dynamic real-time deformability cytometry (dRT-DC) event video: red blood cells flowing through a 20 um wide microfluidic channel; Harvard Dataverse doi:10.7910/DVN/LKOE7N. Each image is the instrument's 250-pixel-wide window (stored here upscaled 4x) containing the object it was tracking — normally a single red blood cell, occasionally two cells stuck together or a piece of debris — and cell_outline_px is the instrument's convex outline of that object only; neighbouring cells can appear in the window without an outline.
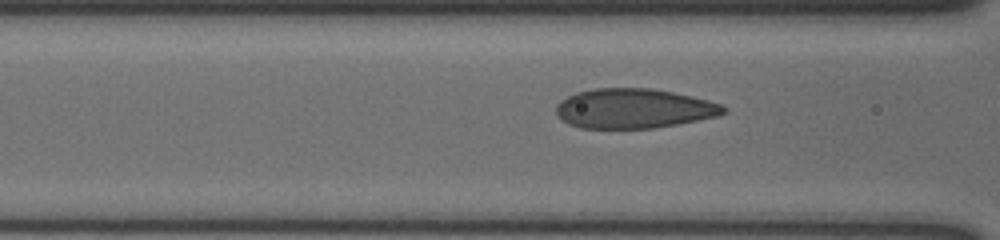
{"species": "human", "species_latin": "Homo sapiens", "temperature_condition": "cold", "stored_images_in_passage": 23, "camera_frame_rate_fps": 3000, "um_per_image_px": 0.085, "donor": {"sex": "male"}, "frame": {"image": 1, "passage_image": 4, "time_ms": 1.0, "image_size_px": [1000, 240], "cell_outline_px": [[728, 112], [716, 116], [676, 124], [652, 128], [580, 128], [568, 124], [556, 112], [556, 104], [560, 100], [576, 92], [592, 88], [652, 88], [692, 96], [708, 100], [720, 104]], "centroid_in_image_um": [53.84, 9.21], "position_along_channel_um": 112.8, "area_um2": 38.55}}
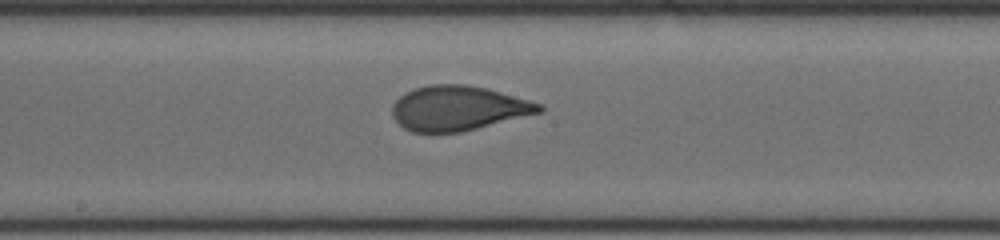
{"frame": {"image": 2, "passage_image": 9, "time_ms": 2.667, "image_size_px": [1000, 240], "cell_outline_px": [[544, 108], [540, 112], [460, 132], [412, 132], [404, 128], [392, 116], [392, 104], [404, 92], [412, 88], [428, 84], [464, 84], [488, 88], [544, 104]], "centroid_in_image_um": [38.92, 9.17], "position_along_channel_um": 209.3, "area_um2": 38.32}}
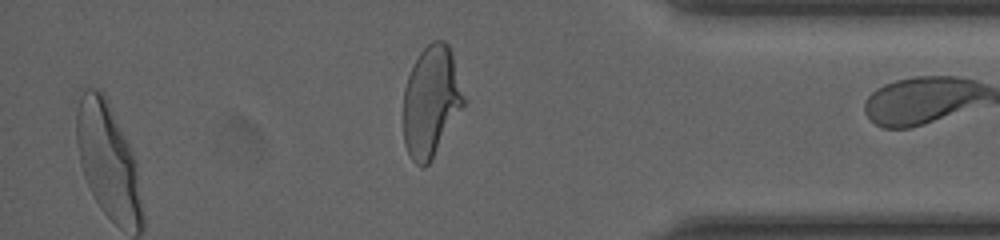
{"frame": {"image": 3, "passage_image": 22, "time_ms": 7.0, "image_size_px": [1000, 240], "cell_outline_px": [[464, 104], [432, 160], [424, 168], [416, 164], [412, 160], [404, 144], [404, 88], [408, 76], [420, 52], [432, 40], [444, 40], [448, 44], [452, 56], [464, 100]], "centroid_in_image_um": [36.61, 8.65], "position_along_channel_um": 398.6, "area_um2": 38.26}}